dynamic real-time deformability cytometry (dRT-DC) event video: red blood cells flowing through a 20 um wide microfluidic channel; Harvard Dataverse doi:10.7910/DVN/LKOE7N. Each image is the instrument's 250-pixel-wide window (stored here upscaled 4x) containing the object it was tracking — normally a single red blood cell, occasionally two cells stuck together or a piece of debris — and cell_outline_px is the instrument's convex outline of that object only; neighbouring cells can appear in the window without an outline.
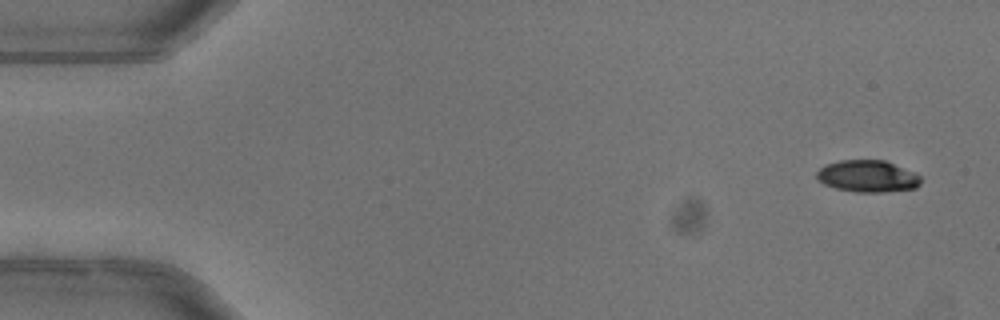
{"species": "common noctule bat (a hibernating species)", "species_latin": "Nyctalus noctula", "temperature_condition": "warm", "stored_images_in_passage": 3, "camera_frame_rate_fps": 3000, "um_per_image_px": 0.085, "animal": {"sex": "female"}, "frame": {"image": 1, "passage_image": 1, "time_ms": 0.0, "image_size_px": [1000, 320], "cell_outline_px": [[920, 184], [916, 188], [880, 192], [856, 192], [836, 188], [824, 184], [816, 176], [816, 172], [824, 164], [840, 160], [884, 160], [912, 172], [920, 176]], "centroid_in_image_um": [73.71, 14.97], "position_along_channel_um": 11.3, "area_um2": 19.13}}